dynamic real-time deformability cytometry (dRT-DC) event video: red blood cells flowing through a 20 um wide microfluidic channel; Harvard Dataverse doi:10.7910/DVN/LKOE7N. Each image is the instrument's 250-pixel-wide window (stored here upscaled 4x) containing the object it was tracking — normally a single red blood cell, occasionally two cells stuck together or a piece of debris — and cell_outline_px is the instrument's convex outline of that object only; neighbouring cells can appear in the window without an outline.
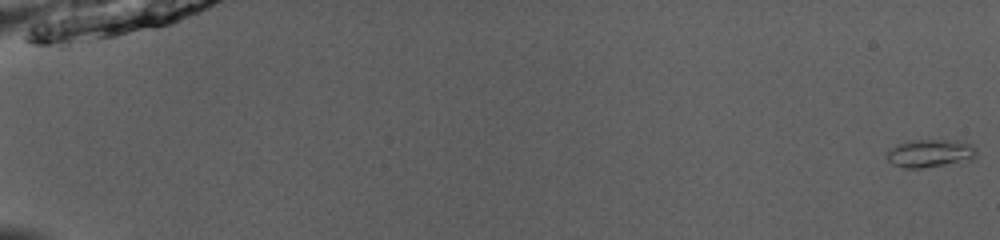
{"species": "common noctule bat (a hibernating species)", "species_latin": "Nyctalus noctula", "temperature_condition": "room temperature", "stored_images_in_passage": 53, "camera_frame_rate_fps": 3000, "um_per_image_px": 0.085, "animal": {"sex": "male", "body_mass_g": 13.0, "forearm_length_mm": 53.1}, "frame": {"image": 1, "passage_image": 1, "time_ms": 0.0, "image_size_px": [1000, 240], "cell_outline_px": [[976, 156], [972, 160], [920, 168], [904, 168], [892, 164], [888, 160], [888, 152], [892, 148], [908, 140], [960, 140], [972, 144], [976, 148]], "centroid_in_image_um": [79.11, 13.02], "position_along_channel_um": 5.9, "area_um2": 14.57}}
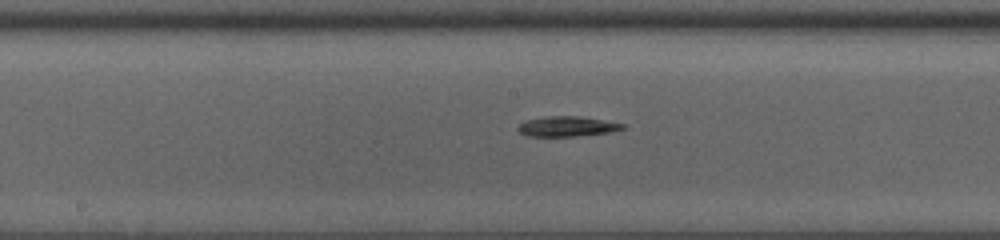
{"frame": {"image": 2, "passage_image": 30, "time_ms": 9.667, "image_size_px": [1000, 240], "cell_outline_px": [[624, 128], [608, 132], [572, 136], [528, 136], [520, 132], [516, 128], [520, 124], [528, 120], [544, 116], [580, 116], [624, 124]], "centroid_in_image_um": [48.15, 10.74], "position_along_channel_um": 200.0, "area_um2": 11.96}}
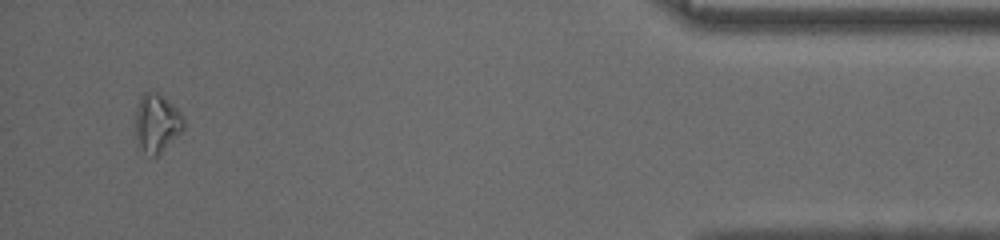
{"frame": {"image": 3, "passage_image": 51, "time_ms": 16.667, "image_size_px": [1000, 240], "cell_outline_px": [[184, 128], [156, 156], [152, 156], [144, 152], [136, 136], [136, 108], [140, 96], [144, 92], [160, 92], [180, 112], [184, 120]], "centroid_in_image_um": [13.32, 10.41], "position_along_channel_um": 421.9, "area_um2": 16.07}, "authors_computed_cell_mechanics": {"area_um2": 12.7738, "velocity_mm_per_s": 3.9907, "shape_relaxation_time_tau1_ms": 5.945, "shape_relaxation_time_tau2_ms": null, "deformation_change_tau1": 0.1823, "deformation_change_tau2": null}}